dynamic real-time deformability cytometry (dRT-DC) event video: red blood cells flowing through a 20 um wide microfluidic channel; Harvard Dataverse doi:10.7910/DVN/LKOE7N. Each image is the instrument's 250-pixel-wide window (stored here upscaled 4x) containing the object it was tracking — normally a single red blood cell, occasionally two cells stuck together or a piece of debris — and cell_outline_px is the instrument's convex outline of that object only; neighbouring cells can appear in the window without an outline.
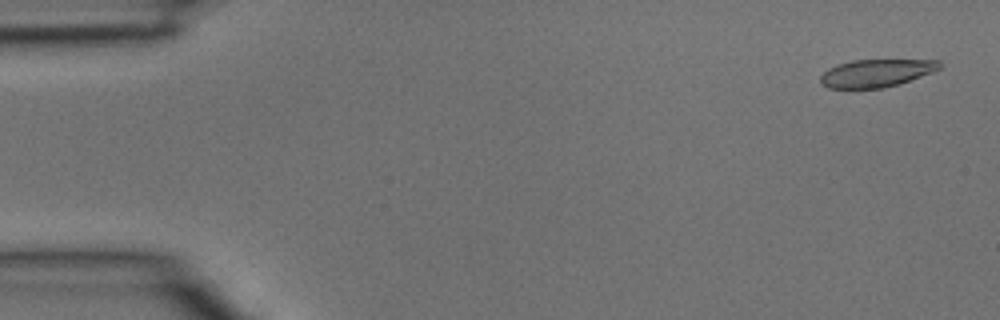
{"species": "common noctule bat (a hibernating species)", "species_latin": "Nyctalus noctula", "temperature_condition": "room temperature", "stored_images_in_passage": 39, "camera_frame_rate_fps": 3000, "um_per_image_px": 0.085, "animal": {"sex": "male", "body_mass_g": 15.6}, "frame": {"image": 1, "passage_image": 2, "time_ms": 0.333, "image_size_px": [1000, 320], "cell_outline_px": [[940, 68], [932, 72], [900, 84], [884, 88], [828, 88], [820, 84], [820, 76], [828, 68], [836, 64], [852, 60], [940, 60]], "centroid_in_image_um": [74.44, 6.22], "position_along_channel_um": 10.6, "area_um2": 19.31}}
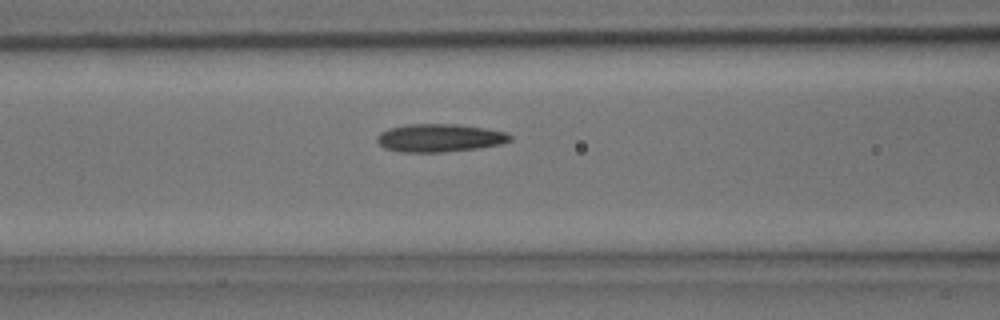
{"frame": {"image": 2, "passage_image": 16, "time_ms": 5.0, "image_size_px": [1000, 320], "cell_outline_px": [[512, 140], [500, 144], [480, 148], [444, 152], [400, 152], [384, 148], [376, 140], [376, 136], [380, 132], [388, 128], [408, 124], [456, 124], [484, 128], [508, 132], [512, 136]], "centroid_in_image_um": [37.36, 11.72], "position_along_channel_um": 129.2, "area_um2": 21.91}}
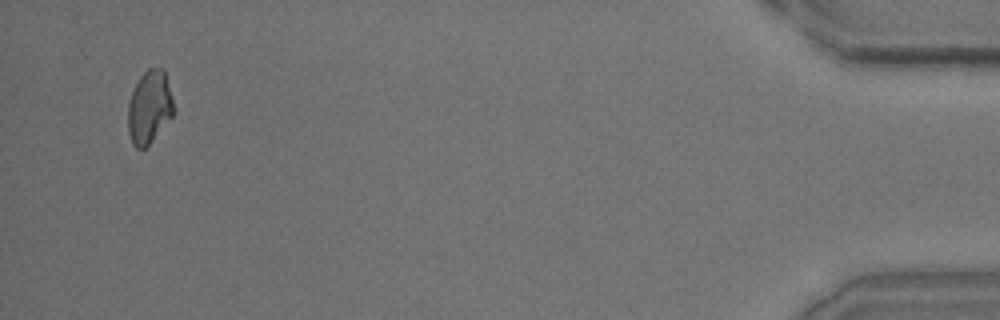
{"frame": {"image": 3, "passage_image": 38, "time_ms": 12.333, "image_size_px": [1000, 320], "cell_outline_px": [[172, 116], [148, 144], [144, 148], [136, 148], [132, 144], [128, 132], [128, 100], [140, 76], [148, 68], [160, 68], [164, 72], [172, 100]], "centroid_in_image_um": [12.65, 9.12], "position_along_channel_um": 422.6, "area_um2": 18.84}}